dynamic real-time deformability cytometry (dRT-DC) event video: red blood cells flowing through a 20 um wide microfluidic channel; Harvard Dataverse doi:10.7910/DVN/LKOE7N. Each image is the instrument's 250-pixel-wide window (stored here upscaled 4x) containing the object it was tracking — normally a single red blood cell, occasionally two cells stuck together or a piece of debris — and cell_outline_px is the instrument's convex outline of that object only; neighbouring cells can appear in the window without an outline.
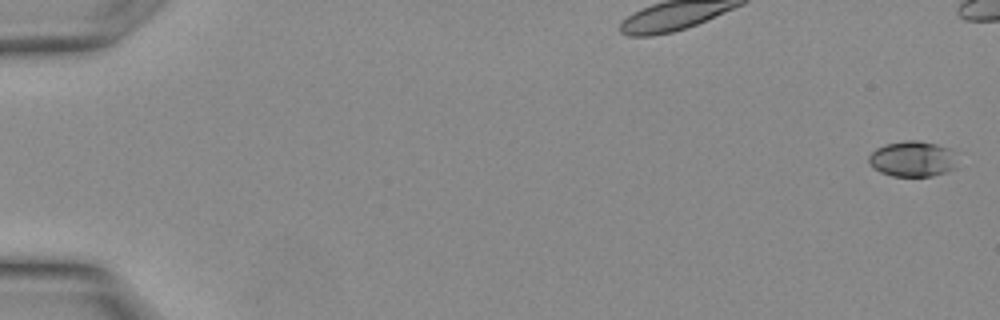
{"species": "Egyptian fruit bat (a non-hibernating species)", "species_latin": "Rousettus aegyptiacus", "temperature_condition": "warm", "stored_images_in_passage": 28, "camera_frame_rate_fps": 3000, "um_per_image_px": 0.085, "animal": {"sex": "female"}, "frame": {"image": 1, "passage_image": 1, "time_ms": 0.0, "image_size_px": [1000, 320], "cell_outline_px": [[956, 168], [932, 176], [892, 176], [880, 172], [868, 160], [868, 156], [876, 148], [884, 144], [904, 140], [920, 140], [952, 148]], "centroid_in_image_um": [77.57, 13.49], "position_along_channel_um": 7.4, "area_um2": 18.38}}